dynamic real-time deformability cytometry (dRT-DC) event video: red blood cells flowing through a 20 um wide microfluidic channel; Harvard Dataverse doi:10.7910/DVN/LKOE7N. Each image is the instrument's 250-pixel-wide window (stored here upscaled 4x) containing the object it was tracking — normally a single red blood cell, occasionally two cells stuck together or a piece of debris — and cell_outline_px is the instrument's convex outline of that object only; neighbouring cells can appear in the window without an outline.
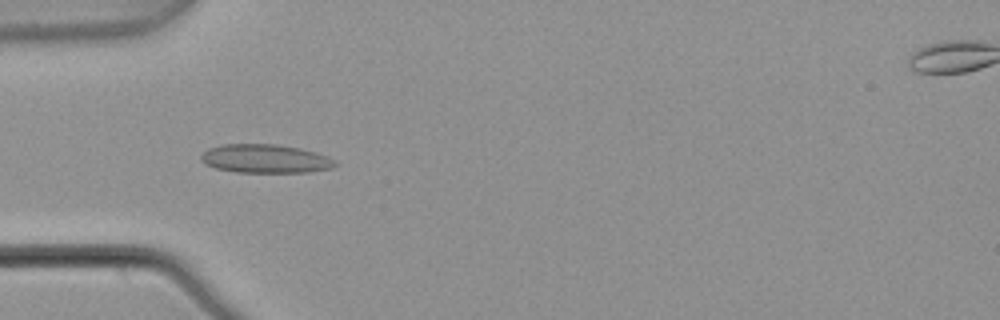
{"species": "common noctule bat (a hibernating species)", "species_latin": "Nyctalus noctula", "temperature_condition": "warm", "stored_images_in_passage": 7, "camera_frame_rate_fps": 3000, "um_per_image_px": 0.085, "animal": {"sex": "male", "body_mass_g": 21.5, "forearm_length_mm": 52.0}, "frame": {"image": 1, "passage_image": 4, "time_ms": 1.0, "image_size_px": [1000, 320], "cell_outline_px": [[336, 164], [332, 168], [308, 172], [236, 172], [216, 168], [204, 164], [200, 160], [200, 156], [208, 148], [220, 144], [276, 144], [300, 148], [316, 152], [328, 156], [336, 160]], "centroid_in_image_um": [22.54, 13.48], "position_along_channel_um": 62.5, "area_um2": 22.54}}
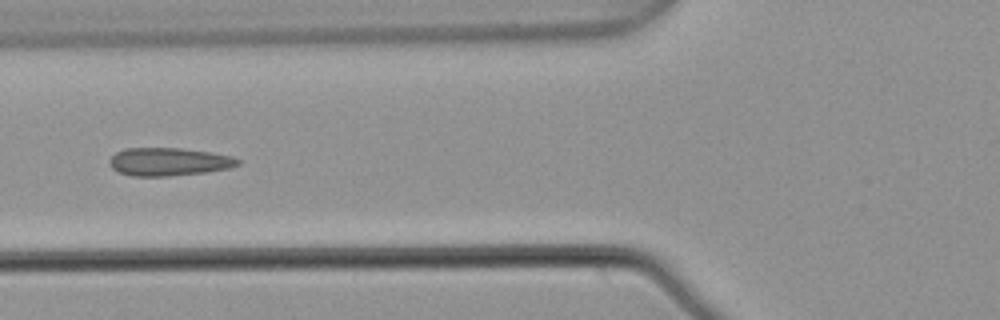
{"frame": {"image": 2, "passage_image": 5, "time_ms": 1.333, "image_size_px": [1000, 320], "cell_outline_px": [[240, 164], [228, 168], [204, 172], [168, 176], [132, 176], [120, 172], [112, 168], [108, 164], [108, 160], [116, 152], [124, 148], [180, 148], [212, 152], [232, 156], [240, 160]], "centroid_in_image_um": [14.32, 13.74], "position_along_channel_um": 111.5, "area_um2": 20.98}}
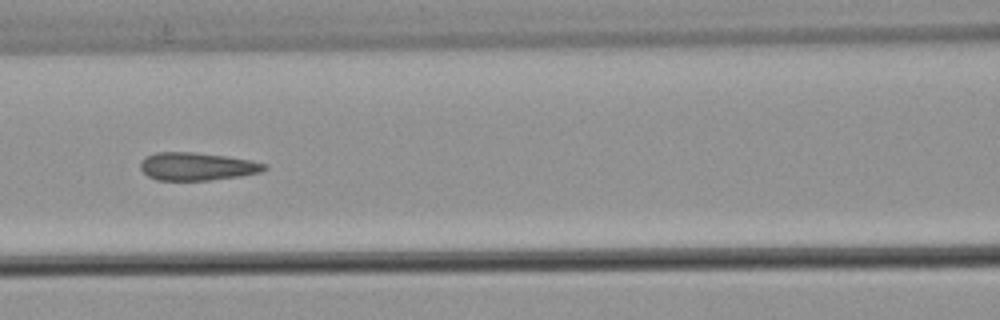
{"frame": {"image": 3, "passage_image": 6, "time_ms": 1.667, "image_size_px": [1000, 320], "cell_outline_px": [[268, 168], [260, 172], [240, 176], [208, 180], [156, 180], [148, 176], [140, 168], [140, 164], [148, 156], [156, 152], [196, 152], [224, 156], [248, 160], [268, 164]], "centroid_in_image_um": [16.76, 14.15], "position_along_channel_um": 149.8, "area_um2": 19.94}}